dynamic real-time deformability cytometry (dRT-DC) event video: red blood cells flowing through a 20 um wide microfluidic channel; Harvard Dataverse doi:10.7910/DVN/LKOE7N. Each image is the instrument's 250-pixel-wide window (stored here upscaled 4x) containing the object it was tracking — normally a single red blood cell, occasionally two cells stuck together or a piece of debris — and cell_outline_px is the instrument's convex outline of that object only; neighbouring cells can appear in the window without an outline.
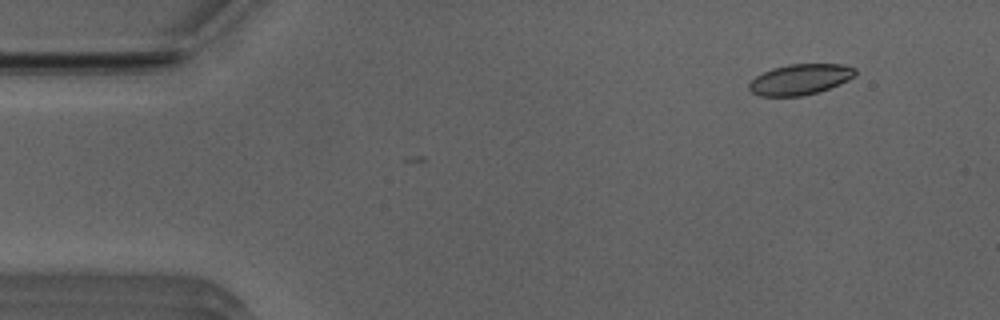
{"species": "Egyptian fruit bat (a non-hibernating species)", "species_latin": "Rousettus aegyptiacus", "temperature_condition": "room temperature", "stored_images_in_passage": 40, "camera_frame_rate_fps": 3000, "um_per_image_px": 0.085, "animal": {"sex": "male"}, "frame": {"image": 1, "passage_image": 1, "time_ms": 0.0, "image_size_px": [1000, 320], "cell_outline_px": [[856, 72], [848, 80], [828, 88], [816, 92], [800, 96], [760, 96], [752, 92], [748, 88], [748, 84], [756, 76], [772, 68], [788, 64], [844, 64], [856, 68]], "centroid_in_image_um": [67.99, 6.74], "position_along_channel_um": 17.0, "area_um2": 18.79}}
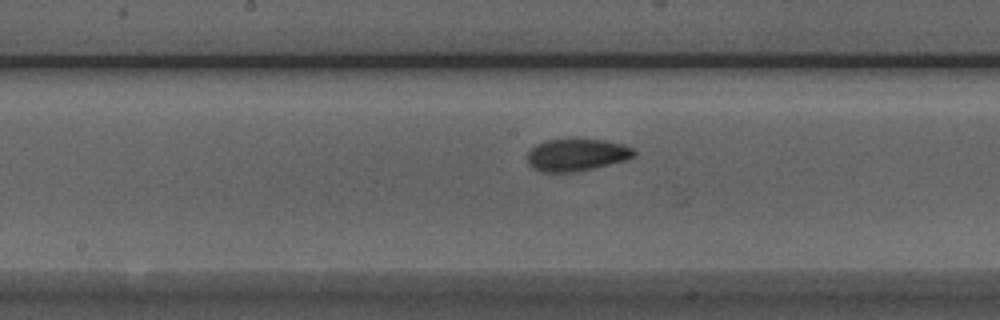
{"frame": {"image": 2, "passage_image": 22, "time_ms": 7.0, "image_size_px": [1000, 320], "cell_outline_px": [[636, 156], [628, 160], [576, 172], [540, 172], [532, 168], [528, 164], [528, 152], [536, 144], [548, 140], [604, 140], [624, 144], [632, 148], [636, 152]], "centroid_in_image_um": [49.04, 13.18], "position_along_channel_um": 199.2, "area_um2": 20.06}}
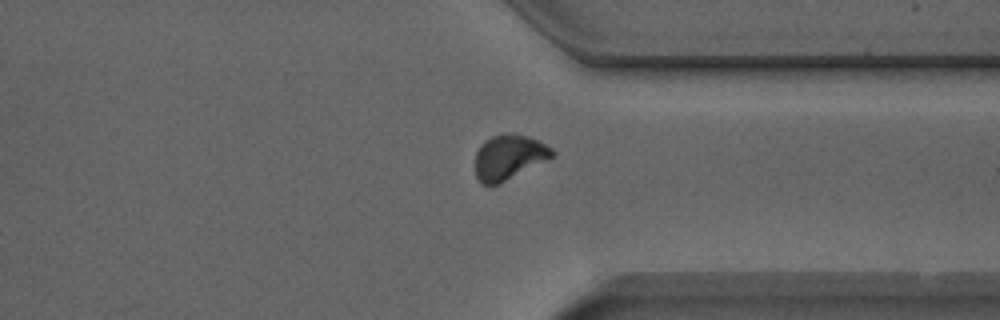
{"frame": {"image": 3, "passage_image": 35, "time_ms": 11.333, "image_size_px": [1000, 320], "cell_outline_px": [[556, 152], [552, 156], [500, 184], [488, 188], [480, 184], [476, 176], [476, 152], [480, 144], [484, 140], [492, 136], [528, 136], [552, 148]], "centroid_in_image_um": [43.19, 13.43], "position_along_channel_um": 368.2, "area_um2": 19.71}, "authors_computed_cell_mechanics": {"area_um2": 19.9988, "velocity_mm_per_s": 3.94, "shape_relaxation_time_tau1_ms": 4.748, "shape_relaxation_time_tau2_ms": 1.5857, "deformation_change_tau1": 0.1011, "deformation_change_tau2": 0.0695}}